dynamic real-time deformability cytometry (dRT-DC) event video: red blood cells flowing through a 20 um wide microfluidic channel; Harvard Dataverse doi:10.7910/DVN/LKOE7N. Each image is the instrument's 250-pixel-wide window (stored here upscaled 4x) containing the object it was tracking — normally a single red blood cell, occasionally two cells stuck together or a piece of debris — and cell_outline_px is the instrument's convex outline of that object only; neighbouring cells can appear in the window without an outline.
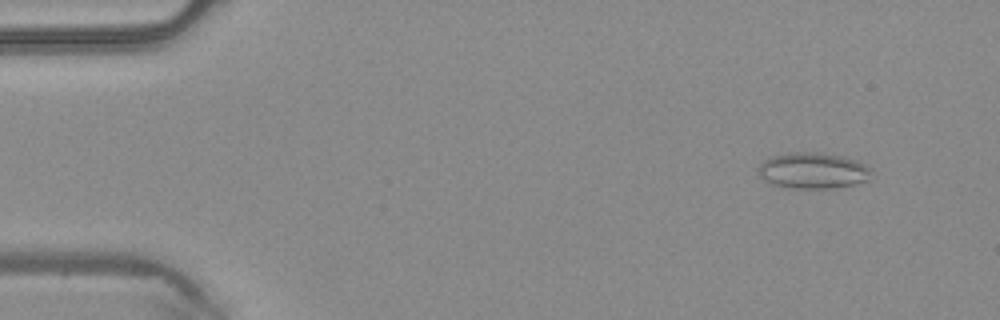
{"species": "common noctule bat (a hibernating species)", "species_latin": "Nyctalus noctula", "temperature_condition": "warm", "stored_images_in_passage": 47, "camera_frame_rate_fps": 3000, "um_per_image_px": 0.085, "animal": {"sex": "male", "body_mass_g": 20.4}, "frame": {"image": 1, "passage_image": 5, "time_ms": 1.333, "image_size_px": [1000, 320], "cell_outline_px": [[872, 168], [868, 180], [852, 184], [832, 188], [788, 188], [772, 184], [764, 180], [760, 176], [756, 168], [764, 160], [772, 156], [788, 152], [820, 152], [844, 156], [856, 160]], "centroid_in_image_um": [69.07, 14.49], "position_along_channel_um": 15.9, "area_um2": 23.93}}
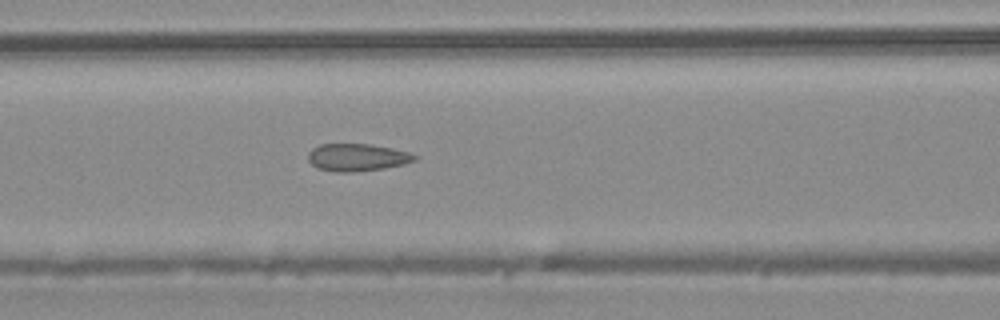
{"frame": {"image": 2, "passage_image": 21, "time_ms": 6.667, "image_size_px": [1000, 320], "cell_outline_px": [[420, 156], [416, 160], [404, 164], [384, 168], [352, 172], [332, 172], [316, 168], [308, 160], [308, 152], [312, 148], [320, 144], [368, 144], [392, 148], [412, 152]], "centroid_in_image_um": [30.37, 13.38], "position_along_channel_um": 136.2, "area_um2": 17.28}}
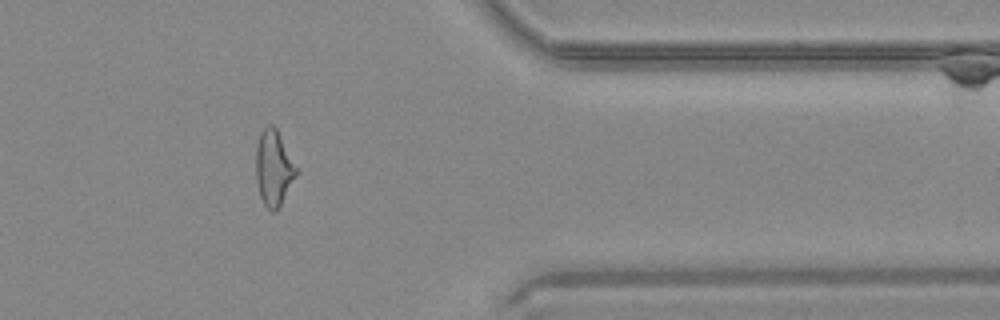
{"frame": {"image": 3, "passage_image": 40, "time_ms": 13.0, "image_size_px": [1000, 320], "cell_outline_px": [[296, 176], [276, 212], [272, 212], [264, 204], [260, 196], [256, 180], [256, 148], [260, 132], [268, 124], [272, 124], [276, 128], [296, 168]], "centroid_in_image_um": [23.23, 14.29], "position_along_channel_um": 388.2, "area_um2": 17.34}}